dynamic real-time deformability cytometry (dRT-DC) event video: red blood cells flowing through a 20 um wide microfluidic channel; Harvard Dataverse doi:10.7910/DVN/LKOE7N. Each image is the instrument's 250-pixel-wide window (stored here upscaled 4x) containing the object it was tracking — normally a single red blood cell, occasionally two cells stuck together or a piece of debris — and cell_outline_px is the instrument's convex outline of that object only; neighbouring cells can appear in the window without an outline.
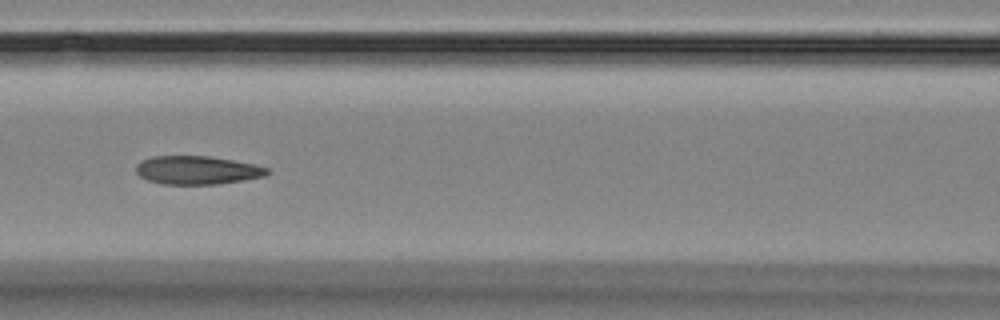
{"species": "Egyptian fruit bat (a non-hibernating species)", "species_latin": "Rousettus aegyptiacus", "temperature_condition": "room temperature", "stored_images_in_passage": 9, "camera_frame_rate_fps": 3000, "um_per_image_px": 0.085, "animal": {"sex": "female"}, "frame": {"image": 1, "passage_image": 8, "time_ms": 8.0, "image_size_px": [1000, 320], "cell_outline_px": [[272, 172], [264, 176], [216, 184], [160, 184], [148, 180], [140, 176], [136, 172], [136, 164], [140, 160], [152, 156], [208, 156], [256, 164], [268, 168]], "centroid_in_image_um": [16.74, 14.45], "position_along_channel_um": 149.9, "area_um2": 21.73}}
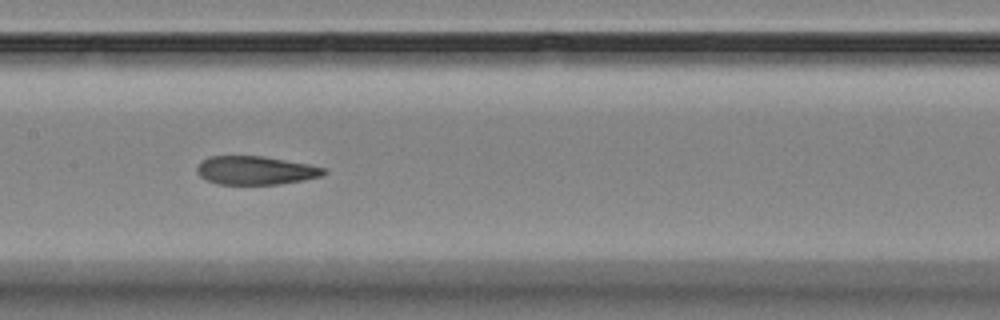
{"frame": {"image": 2, "passage_image": 9, "time_ms": 9.0, "image_size_px": [1000, 320], "cell_outline_px": [[328, 172], [324, 176], [304, 180], [280, 184], [216, 184], [200, 176], [196, 172], [196, 168], [200, 160], [208, 156], [264, 156], [308, 164], [328, 168]], "centroid_in_image_um": [21.75, 14.48], "position_along_channel_um": 185.7, "area_um2": 21.39}}